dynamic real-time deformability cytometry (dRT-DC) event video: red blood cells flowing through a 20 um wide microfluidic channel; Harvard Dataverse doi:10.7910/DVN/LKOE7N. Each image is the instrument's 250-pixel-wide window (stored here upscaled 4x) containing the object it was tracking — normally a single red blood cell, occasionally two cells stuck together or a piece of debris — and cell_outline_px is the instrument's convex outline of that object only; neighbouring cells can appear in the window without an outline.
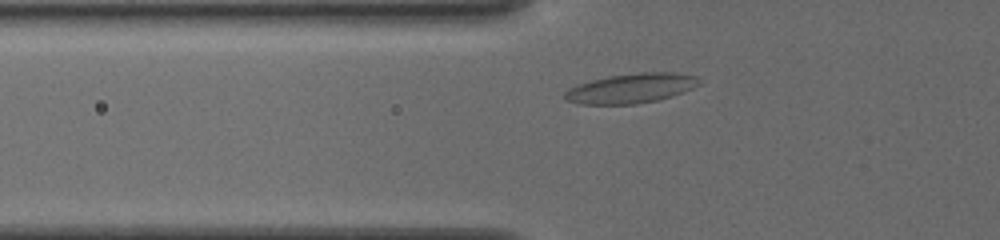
{"species": "common noctule bat (a hibernating species)", "species_latin": "Nyctalus noctula", "temperature_condition": "cold", "stored_images_in_passage": 41, "camera_frame_rate_fps": 3000, "um_per_image_px": 0.085, "animal": {"sex": "female", "body_mass_g": 19.5, "forearm_length_mm": 54.1}, "frame": {"image": 1, "passage_image": 7, "time_ms": 2.0, "image_size_px": [1000, 240], "cell_outline_px": [[700, 84], [692, 88], [656, 100], [636, 104], [580, 104], [568, 100], [564, 96], [564, 92], [568, 88], [576, 84], [608, 76], [640, 72], [676, 72], [696, 76], [700, 80]], "centroid_in_image_um": [53.62, 7.49], "position_along_channel_um": 72.2, "area_um2": 23.06}}
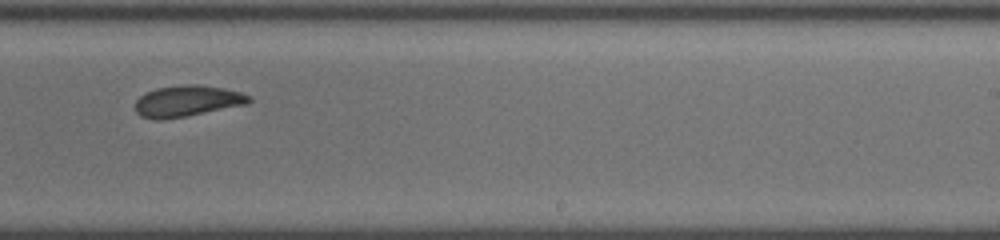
{"frame": {"image": 2, "passage_image": 23, "time_ms": 7.333, "image_size_px": [1000, 240], "cell_outline_px": [[252, 100], [248, 104], [184, 116], [160, 120], [156, 120], [140, 116], [136, 112], [136, 100], [140, 96], [156, 88], [184, 84], [200, 84], [224, 88], [240, 92], [252, 96]], "centroid_in_image_um": [15.93, 8.57], "position_along_channel_um": 273.1, "area_um2": 20.63}}
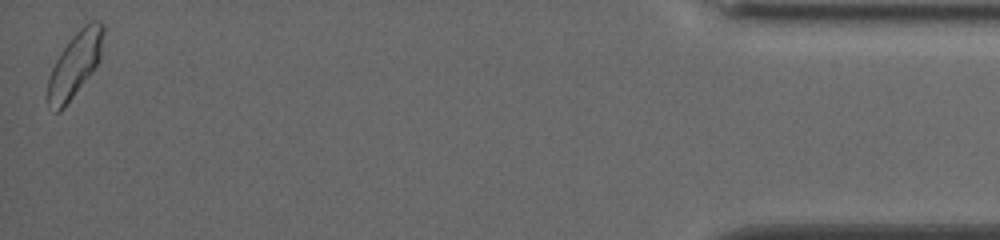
{"frame": {"image": 3, "passage_image": 41, "time_ms": 13.333, "image_size_px": [1000, 240], "cell_outline_px": [[104, 32], [100, 60], [92, 72], [64, 108], [60, 112], [56, 112], [48, 100], [48, 80], [52, 68], [60, 52], [68, 40], [88, 20], [100, 20], [104, 24]], "centroid_in_image_um": [6.41, 5.41], "position_along_channel_um": 428.8, "area_um2": 20.92}, "authors_computed_cell_mechanics": {"area_um2": 20.8658, "velocity_mm_per_s": 3.8219, "shape_relaxation_time_tau1_ms": 5.9505, "shape_relaxation_time_tau2_ms": 2.3325, "deformation_change_tau1": 0.1008, "deformation_change_tau2": 0.0946}}